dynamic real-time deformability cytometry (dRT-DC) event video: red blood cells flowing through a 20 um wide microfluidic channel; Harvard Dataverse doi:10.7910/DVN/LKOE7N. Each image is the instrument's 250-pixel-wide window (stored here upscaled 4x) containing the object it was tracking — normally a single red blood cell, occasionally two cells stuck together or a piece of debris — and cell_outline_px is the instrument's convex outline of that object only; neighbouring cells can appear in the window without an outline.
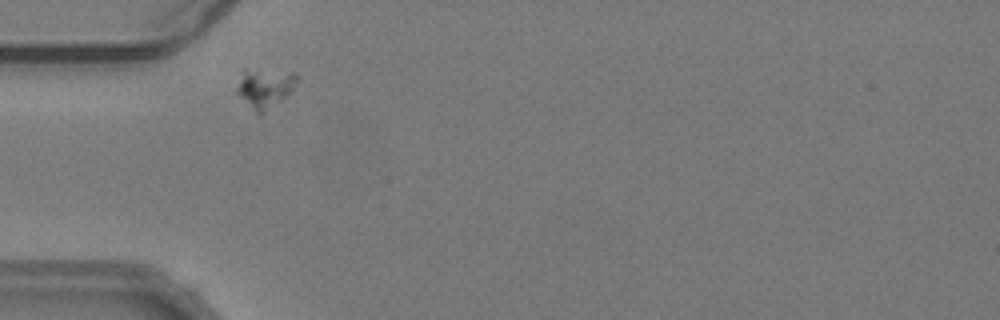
{"species": "common noctule bat (a hibernating species)", "species_latin": "Nyctalus noctula", "temperature_condition": "warm", "stored_images_in_passage": 31, "camera_frame_rate_fps": 3000, "um_per_image_px": 0.085, "animal": {"sex": "male", "body_mass_g": 19.2, "forearm_length_mm": 51.8}, "frame": {"image": 1, "passage_image": 2, "time_ms": 0.333, "image_size_px": [1000, 320], "cell_outline_px": [[300, 76], [292, 88], [280, 100], [260, 116], [236, 92], [236, 88], [244, 68], [292, 72]], "centroid_in_image_um": [22.49, 7.44], "position_along_channel_um": 62.5, "area_um2": 13.47}}
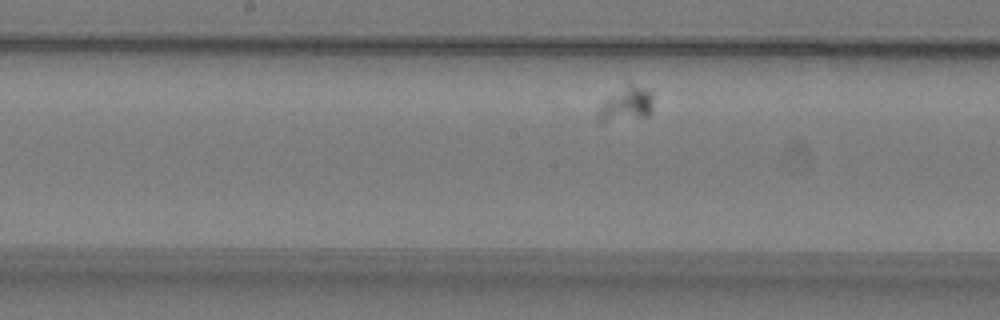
{"frame": {"image": 2, "passage_image": 14, "time_ms": 4.333, "image_size_px": [1000, 320], "cell_outline_px": [[652, 116], [600, 124], [596, 120], [596, 116], [604, 100], [608, 96], [628, 80], [652, 92]], "centroid_in_image_um": [53.21, 8.86], "position_along_channel_um": 195.0, "area_um2": 11.91}}
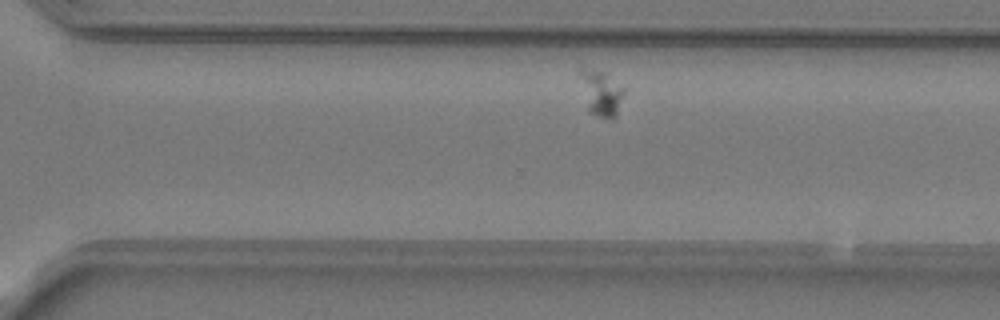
{"frame": {"image": 3, "passage_image": 25, "time_ms": 8.0, "image_size_px": [1000, 320], "cell_outline_px": [[624, 92], [616, 116], [600, 116], [588, 112], [576, 72], [580, 64], [604, 72], [624, 88]], "centroid_in_image_um": [50.98, 7.78], "position_along_channel_um": 319.6, "area_um2": 11.96}}